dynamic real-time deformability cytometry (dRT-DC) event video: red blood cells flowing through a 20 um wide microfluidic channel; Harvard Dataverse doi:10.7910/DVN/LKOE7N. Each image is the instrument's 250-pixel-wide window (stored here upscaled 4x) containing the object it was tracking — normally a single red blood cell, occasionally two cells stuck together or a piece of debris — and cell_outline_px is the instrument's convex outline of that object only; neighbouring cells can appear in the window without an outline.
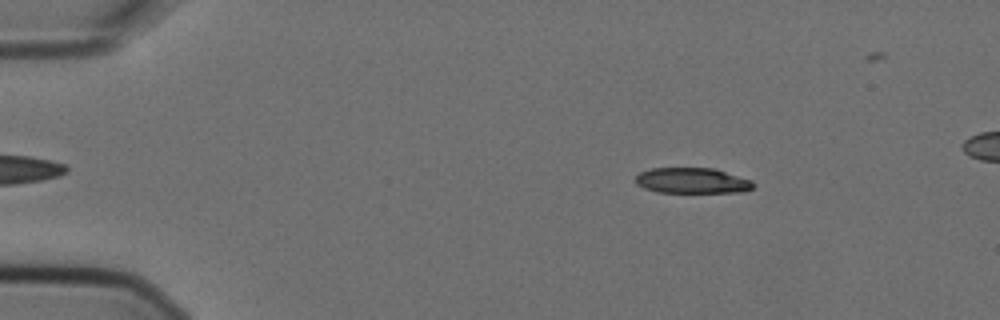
{"species": "Egyptian fruit bat (a non-hibernating species)", "species_latin": "Rousettus aegyptiacus", "temperature_condition": "cold", "stored_images_in_passage": 5, "segment_of_instrument_passage": [1, 2], "camera_frame_rate_fps": 3000, "um_per_image_px": 0.085, "animal": {"sex": "female"}, "frame": {"image": 1, "passage_image": 2, "time_ms": 0.333, "image_size_px": [1000, 320], "cell_outline_px": [[756, 184], [752, 188], [744, 192], [656, 192], [644, 188], [636, 184], [632, 180], [640, 172], [652, 168], [716, 168], [752, 180]], "centroid_in_image_um": [58.83, 15.35], "position_along_channel_um": 26.2, "area_um2": 17.8}}